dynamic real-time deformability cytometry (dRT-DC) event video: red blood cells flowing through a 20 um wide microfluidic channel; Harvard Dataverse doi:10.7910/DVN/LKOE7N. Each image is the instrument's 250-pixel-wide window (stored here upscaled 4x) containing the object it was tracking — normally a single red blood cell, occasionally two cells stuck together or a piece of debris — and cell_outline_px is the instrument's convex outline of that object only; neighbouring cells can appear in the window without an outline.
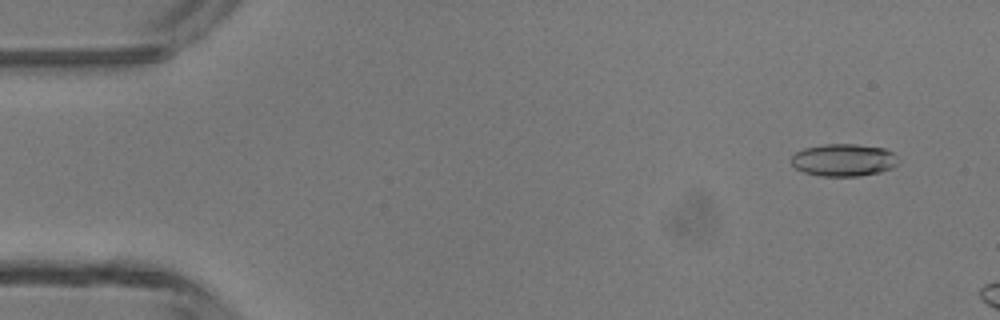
{"species": "common noctule bat (a hibernating species)", "species_latin": "Nyctalus noctula", "temperature_condition": "room temperature", "stored_images_in_passage": 9, "camera_frame_rate_fps": 3000, "um_per_image_px": 0.085, "animal": {"sex": "male", "body_mass_g": 13.3}, "frame": {"image": 1, "passage_image": 4, "time_ms": 1.0, "image_size_px": [1000, 320], "cell_outline_px": [[896, 164], [892, 168], [880, 172], [860, 176], [820, 176], [804, 172], [796, 168], [792, 164], [792, 156], [796, 152], [804, 148], [824, 144], [856, 144], [884, 148], [892, 152]], "centroid_in_image_um": [71.67, 13.6], "position_along_channel_um": 13.3, "area_um2": 20.0}}